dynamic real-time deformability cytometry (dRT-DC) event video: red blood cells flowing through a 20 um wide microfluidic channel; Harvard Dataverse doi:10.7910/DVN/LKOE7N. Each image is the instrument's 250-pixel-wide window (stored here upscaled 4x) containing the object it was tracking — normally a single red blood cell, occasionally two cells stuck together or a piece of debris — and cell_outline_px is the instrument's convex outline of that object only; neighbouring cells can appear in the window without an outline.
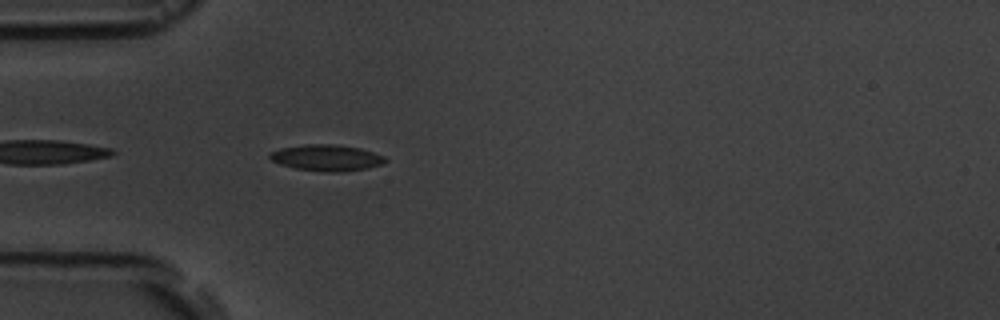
{"species": "common noctule bat (a hibernating species)", "species_latin": "Nyctalus noctula", "temperature_condition": "room temperature", "stored_images_in_passage": 5, "camera_frame_rate_fps": 3000, "um_per_image_px": 0.085, "animal": {"sex": "male", "body_mass_g": 19.5, "forearm_length_mm": 54.6}, "frame": {"image": 1, "passage_image": 5, "time_ms": 4.667, "image_size_px": [1000, 320], "cell_outline_px": [[388, 160], [384, 164], [364, 168], [340, 172], [320, 172], [296, 168], [280, 164], [272, 160], [268, 156], [272, 152], [280, 148], [304, 144], [336, 144], [360, 148], [384, 156]], "centroid_in_image_um": [27.77, 13.41], "position_along_channel_um": 57.2, "area_um2": 17.63}}